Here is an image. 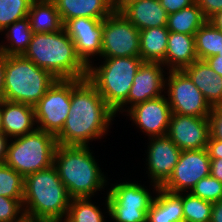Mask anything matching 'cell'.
<instances>
[{
  "label": "cell",
  "mask_w": 222,
  "mask_h": 222,
  "mask_svg": "<svg viewBox=\"0 0 222 222\" xmlns=\"http://www.w3.org/2000/svg\"><path fill=\"white\" fill-rule=\"evenodd\" d=\"M115 118L114 111L87 78L71 79L70 110L63 129L56 136L57 144L90 146L96 140L101 143L110 135Z\"/></svg>",
  "instance_id": "cell-1"
},
{
  "label": "cell",
  "mask_w": 222,
  "mask_h": 222,
  "mask_svg": "<svg viewBox=\"0 0 222 222\" xmlns=\"http://www.w3.org/2000/svg\"><path fill=\"white\" fill-rule=\"evenodd\" d=\"M92 149L94 146L57 145L53 165L71 198H97L107 194L110 177Z\"/></svg>",
  "instance_id": "cell-2"
},
{
  "label": "cell",
  "mask_w": 222,
  "mask_h": 222,
  "mask_svg": "<svg viewBox=\"0 0 222 222\" xmlns=\"http://www.w3.org/2000/svg\"><path fill=\"white\" fill-rule=\"evenodd\" d=\"M71 199L54 165L24 178L22 204L27 221L63 222Z\"/></svg>",
  "instance_id": "cell-3"
},
{
  "label": "cell",
  "mask_w": 222,
  "mask_h": 222,
  "mask_svg": "<svg viewBox=\"0 0 222 222\" xmlns=\"http://www.w3.org/2000/svg\"><path fill=\"white\" fill-rule=\"evenodd\" d=\"M23 56L56 79H85L88 75V67L78 57L64 28L52 33H34Z\"/></svg>",
  "instance_id": "cell-4"
},
{
  "label": "cell",
  "mask_w": 222,
  "mask_h": 222,
  "mask_svg": "<svg viewBox=\"0 0 222 222\" xmlns=\"http://www.w3.org/2000/svg\"><path fill=\"white\" fill-rule=\"evenodd\" d=\"M88 67L87 79L96 87L115 116L128 111V94L133 79L144 62L140 56L100 58ZM98 62V63H97Z\"/></svg>",
  "instance_id": "cell-5"
},
{
  "label": "cell",
  "mask_w": 222,
  "mask_h": 222,
  "mask_svg": "<svg viewBox=\"0 0 222 222\" xmlns=\"http://www.w3.org/2000/svg\"><path fill=\"white\" fill-rule=\"evenodd\" d=\"M48 71L23 55H5L4 100L34 106L56 82Z\"/></svg>",
  "instance_id": "cell-6"
},
{
  "label": "cell",
  "mask_w": 222,
  "mask_h": 222,
  "mask_svg": "<svg viewBox=\"0 0 222 222\" xmlns=\"http://www.w3.org/2000/svg\"><path fill=\"white\" fill-rule=\"evenodd\" d=\"M124 176L121 181L113 179L116 182L109 178L110 185L106 194L109 205L108 219L112 222H146L148 209L159 187L148 181L141 184V179L130 180L126 174Z\"/></svg>",
  "instance_id": "cell-7"
},
{
  "label": "cell",
  "mask_w": 222,
  "mask_h": 222,
  "mask_svg": "<svg viewBox=\"0 0 222 222\" xmlns=\"http://www.w3.org/2000/svg\"><path fill=\"white\" fill-rule=\"evenodd\" d=\"M56 136L43 130L9 139L5 164L23 178L53 165Z\"/></svg>",
  "instance_id": "cell-8"
},
{
  "label": "cell",
  "mask_w": 222,
  "mask_h": 222,
  "mask_svg": "<svg viewBox=\"0 0 222 222\" xmlns=\"http://www.w3.org/2000/svg\"><path fill=\"white\" fill-rule=\"evenodd\" d=\"M71 105V79H57L34 105L37 129L57 136Z\"/></svg>",
  "instance_id": "cell-9"
},
{
  "label": "cell",
  "mask_w": 222,
  "mask_h": 222,
  "mask_svg": "<svg viewBox=\"0 0 222 222\" xmlns=\"http://www.w3.org/2000/svg\"><path fill=\"white\" fill-rule=\"evenodd\" d=\"M165 96L175 114L209 117L212 110L202 92L182 70L167 72Z\"/></svg>",
  "instance_id": "cell-10"
},
{
  "label": "cell",
  "mask_w": 222,
  "mask_h": 222,
  "mask_svg": "<svg viewBox=\"0 0 222 222\" xmlns=\"http://www.w3.org/2000/svg\"><path fill=\"white\" fill-rule=\"evenodd\" d=\"M140 56V31L121 13L103 20L100 58Z\"/></svg>",
  "instance_id": "cell-11"
},
{
  "label": "cell",
  "mask_w": 222,
  "mask_h": 222,
  "mask_svg": "<svg viewBox=\"0 0 222 222\" xmlns=\"http://www.w3.org/2000/svg\"><path fill=\"white\" fill-rule=\"evenodd\" d=\"M146 150H144L145 170L147 180L150 183L162 187L172 175L174 168L179 160L181 150L167 136L147 138Z\"/></svg>",
  "instance_id": "cell-12"
},
{
  "label": "cell",
  "mask_w": 222,
  "mask_h": 222,
  "mask_svg": "<svg viewBox=\"0 0 222 222\" xmlns=\"http://www.w3.org/2000/svg\"><path fill=\"white\" fill-rule=\"evenodd\" d=\"M82 62L89 67L102 53L103 20L77 17L63 24ZM96 59V60H95Z\"/></svg>",
  "instance_id": "cell-13"
},
{
  "label": "cell",
  "mask_w": 222,
  "mask_h": 222,
  "mask_svg": "<svg viewBox=\"0 0 222 222\" xmlns=\"http://www.w3.org/2000/svg\"><path fill=\"white\" fill-rule=\"evenodd\" d=\"M171 107L164 95L147 100L131 107L124 115L131 121L135 130L143 133L145 138L164 136L167 134L171 118Z\"/></svg>",
  "instance_id": "cell-14"
},
{
  "label": "cell",
  "mask_w": 222,
  "mask_h": 222,
  "mask_svg": "<svg viewBox=\"0 0 222 222\" xmlns=\"http://www.w3.org/2000/svg\"><path fill=\"white\" fill-rule=\"evenodd\" d=\"M210 163L207 149L182 151L172 175L161 188L173 193L190 192L200 179L210 175Z\"/></svg>",
  "instance_id": "cell-15"
},
{
  "label": "cell",
  "mask_w": 222,
  "mask_h": 222,
  "mask_svg": "<svg viewBox=\"0 0 222 222\" xmlns=\"http://www.w3.org/2000/svg\"><path fill=\"white\" fill-rule=\"evenodd\" d=\"M166 135L181 151L206 149L210 137L209 118L172 113Z\"/></svg>",
  "instance_id": "cell-16"
},
{
  "label": "cell",
  "mask_w": 222,
  "mask_h": 222,
  "mask_svg": "<svg viewBox=\"0 0 222 222\" xmlns=\"http://www.w3.org/2000/svg\"><path fill=\"white\" fill-rule=\"evenodd\" d=\"M167 72L162 63L143 62L129 90L128 110L139 103L164 95Z\"/></svg>",
  "instance_id": "cell-17"
},
{
  "label": "cell",
  "mask_w": 222,
  "mask_h": 222,
  "mask_svg": "<svg viewBox=\"0 0 222 222\" xmlns=\"http://www.w3.org/2000/svg\"><path fill=\"white\" fill-rule=\"evenodd\" d=\"M2 132L9 138L23 136L37 129L34 106L2 100Z\"/></svg>",
  "instance_id": "cell-18"
},
{
  "label": "cell",
  "mask_w": 222,
  "mask_h": 222,
  "mask_svg": "<svg viewBox=\"0 0 222 222\" xmlns=\"http://www.w3.org/2000/svg\"><path fill=\"white\" fill-rule=\"evenodd\" d=\"M202 92L211 106L222 104V76L206 60L197 59L182 70Z\"/></svg>",
  "instance_id": "cell-19"
},
{
  "label": "cell",
  "mask_w": 222,
  "mask_h": 222,
  "mask_svg": "<svg viewBox=\"0 0 222 222\" xmlns=\"http://www.w3.org/2000/svg\"><path fill=\"white\" fill-rule=\"evenodd\" d=\"M121 13L139 30L167 25L168 14L159 0H138Z\"/></svg>",
  "instance_id": "cell-20"
},
{
  "label": "cell",
  "mask_w": 222,
  "mask_h": 222,
  "mask_svg": "<svg viewBox=\"0 0 222 222\" xmlns=\"http://www.w3.org/2000/svg\"><path fill=\"white\" fill-rule=\"evenodd\" d=\"M197 59L194 35L169 32L165 60L162 63L168 71H181Z\"/></svg>",
  "instance_id": "cell-21"
},
{
  "label": "cell",
  "mask_w": 222,
  "mask_h": 222,
  "mask_svg": "<svg viewBox=\"0 0 222 222\" xmlns=\"http://www.w3.org/2000/svg\"><path fill=\"white\" fill-rule=\"evenodd\" d=\"M63 24L73 18L87 17L104 20L112 12V0H52Z\"/></svg>",
  "instance_id": "cell-22"
},
{
  "label": "cell",
  "mask_w": 222,
  "mask_h": 222,
  "mask_svg": "<svg viewBox=\"0 0 222 222\" xmlns=\"http://www.w3.org/2000/svg\"><path fill=\"white\" fill-rule=\"evenodd\" d=\"M146 222H184L182 193L159 187L148 209Z\"/></svg>",
  "instance_id": "cell-23"
},
{
  "label": "cell",
  "mask_w": 222,
  "mask_h": 222,
  "mask_svg": "<svg viewBox=\"0 0 222 222\" xmlns=\"http://www.w3.org/2000/svg\"><path fill=\"white\" fill-rule=\"evenodd\" d=\"M0 53L6 56L23 55L32 38L29 17L22 18L0 32Z\"/></svg>",
  "instance_id": "cell-24"
},
{
  "label": "cell",
  "mask_w": 222,
  "mask_h": 222,
  "mask_svg": "<svg viewBox=\"0 0 222 222\" xmlns=\"http://www.w3.org/2000/svg\"><path fill=\"white\" fill-rule=\"evenodd\" d=\"M32 33H52L63 29L60 14L52 0H34L28 13Z\"/></svg>",
  "instance_id": "cell-25"
},
{
  "label": "cell",
  "mask_w": 222,
  "mask_h": 222,
  "mask_svg": "<svg viewBox=\"0 0 222 222\" xmlns=\"http://www.w3.org/2000/svg\"><path fill=\"white\" fill-rule=\"evenodd\" d=\"M101 198L104 199L102 204L98 202L101 201L97 200L98 197L96 199L72 198L63 222H106L107 217H109V205L106 195H103L99 199ZM96 200L97 202H95ZM102 206L103 208H101Z\"/></svg>",
  "instance_id": "cell-26"
},
{
  "label": "cell",
  "mask_w": 222,
  "mask_h": 222,
  "mask_svg": "<svg viewBox=\"0 0 222 222\" xmlns=\"http://www.w3.org/2000/svg\"><path fill=\"white\" fill-rule=\"evenodd\" d=\"M169 30L166 26L140 31V58L144 62L163 63L167 51Z\"/></svg>",
  "instance_id": "cell-27"
},
{
  "label": "cell",
  "mask_w": 222,
  "mask_h": 222,
  "mask_svg": "<svg viewBox=\"0 0 222 222\" xmlns=\"http://www.w3.org/2000/svg\"><path fill=\"white\" fill-rule=\"evenodd\" d=\"M207 21L196 2L168 15L166 28L169 32L194 35Z\"/></svg>",
  "instance_id": "cell-28"
},
{
  "label": "cell",
  "mask_w": 222,
  "mask_h": 222,
  "mask_svg": "<svg viewBox=\"0 0 222 222\" xmlns=\"http://www.w3.org/2000/svg\"><path fill=\"white\" fill-rule=\"evenodd\" d=\"M197 58L206 60L222 51V31L208 20L194 34Z\"/></svg>",
  "instance_id": "cell-29"
},
{
  "label": "cell",
  "mask_w": 222,
  "mask_h": 222,
  "mask_svg": "<svg viewBox=\"0 0 222 222\" xmlns=\"http://www.w3.org/2000/svg\"><path fill=\"white\" fill-rule=\"evenodd\" d=\"M184 222H210L213 203L192 195L182 193Z\"/></svg>",
  "instance_id": "cell-30"
},
{
  "label": "cell",
  "mask_w": 222,
  "mask_h": 222,
  "mask_svg": "<svg viewBox=\"0 0 222 222\" xmlns=\"http://www.w3.org/2000/svg\"><path fill=\"white\" fill-rule=\"evenodd\" d=\"M0 196L23 199L24 178L5 163L0 165Z\"/></svg>",
  "instance_id": "cell-31"
},
{
  "label": "cell",
  "mask_w": 222,
  "mask_h": 222,
  "mask_svg": "<svg viewBox=\"0 0 222 222\" xmlns=\"http://www.w3.org/2000/svg\"><path fill=\"white\" fill-rule=\"evenodd\" d=\"M34 0H0V32L28 16Z\"/></svg>",
  "instance_id": "cell-32"
},
{
  "label": "cell",
  "mask_w": 222,
  "mask_h": 222,
  "mask_svg": "<svg viewBox=\"0 0 222 222\" xmlns=\"http://www.w3.org/2000/svg\"><path fill=\"white\" fill-rule=\"evenodd\" d=\"M190 193L212 203L218 202L222 199V182L208 175L200 179Z\"/></svg>",
  "instance_id": "cell-33"
},
{
  "label": "cell",
  "mask_w": 222,
  "mask_h": 222,
  "mask_svg": "<svg viewBox=\"0 0 222 222\" xmlns=\"http://www.w3.org/2000/svg\"><path fill=\"white\" fill-rule=\"evenodd\" d=\"M23 199L0 196V222H25Z\"/></svg>",
  "instance_id": "cell-34"
},
{
  "label": "cell",
  "mask_w": 222,
  "mask_h": 222,
  "mask_svg": "<svg viewBox=\"0 0 222 222\" xmlns=\"http://www.w3.org/2000/svg\"><path fill=\"white\" fill-rule=\"evenodd\" d=\"M210 136L222 141V104L212 106L209 115Z\"/></svg>",
  "instance_id": "cell-35"
},
{
  "label": "cell",
  "mask_w": 222,
  "mask_h": 222,
  "mask_svg": "<svg viewBox=\"0 0 222 222\" xmlns=\"http://www.w3.org/2000/svg\"><path fill=\"white\" fill-rule=\"evenodd\" d=\"M195 2L207 20L222 10V0H195Z\"/></svg>",
  "instance_id": "cell-36"
},
{
  "label": "cell",
  "mask_w": 222,
  "mask_h": 222,
  "mask_svg": "<svg viewBox=\"0 0 222 222\" xmlns=\"http://www.w3.org/2000/svg\"><path fill=\"white\" fill-rule=\"evenodd\" d=\"M161 6L168 15L173 14L182 8L188 7L195 3V0H159Z\"/></svg>",
  "instance_id": "cell-37"
},
{
  "label": "cell",
  "mask_w": 222,
  "mask_h": 222,
  "mask_svg": "<svg viewBox=\"0 0 222 222\" xmlns=\"http://www.w3.org/2000/svg\"><path fill=\"white\" fill-rule=\"evenodd\" d=\"M207 152L210 159L222 158V141L209 137L207 144Z\"/></svg>",
  "instance_id": "cell-38"
},
{
  "label": "cell",
  "mask_w": 222,
  "mask_h": 222,
  "mask_svg": "<svg viewBox=\"0 0 222 222\" xmlns=\"http://www.w3.org/2000/svg\"><path fill=\"white\" fill-rule=\"evenodd\" d=\"M210 175L219 182H222V158L211 159Z\"/></svg>",
  "instance_id": "cell-39"
},
{
  "label": "cell",
  "mask_w": 222,
  "mask_h": 222,
  "mask_svg": "<svg viewBox=\"0 0 222 222\" xmlns=\"http://www.w3.org/2000/svg\"><path fill=\"white\" fill-rule=\"evenodd\" d=\"M210 67L220 76H222V51H219L217 55L206 59Z\"/></svg>",
  "instance_id": "cell-40"
},
{
  "label": "cell",
  "mask_w": 222,
  "mask_h": 222,
  "mask_svg": "<svg viewBox=\"0 0 222 222\" xmlns=\"http://www.w3.org/2000/svg\"><path fill=\"white\" fill-rule=\"evenodd\" d=\"M5 55L0 53V101L4 100Z\"/></svg>",
  "instance_id": "cell-41"
},
{
  "label": "cell",
  "mask_w": 222,
  "mask_h": 222,
  "mask_svg": "<svg viewBox=\"0 0 222 222\" xmlns=\"http://www.w3.org/2000/svg\"><path fill=\"white\" fill-rule=\"evenodd\" d=\"M210 222H222V199L213 203Z\"/></svg>",
  "instance_id": "cell-42"
},
{
  "label": "cell",
  "mask_w": 222,
  "mask_h": 222,
  "mask_svg": "<svg viewBox=\"0 0 222 222\" xmlns=\"http://www.w3.org/2000/svg\"><path fill=\"white\" fill-rule=\"evenodd\" d=\"M8 142L9 138L3 132H0V162L2 163L6 160Z\"/></svg>",
  "instance_id": "cell-43"
},
{
  "label": "cell",
  "mask_w": 222,
  "mask_h": 222,
  "mask_svg": "<svg viewBox=\"0 0 222 222\" xmlns=\"http://www.w3.org/2000/svg\"><path fill=\"white\" fill-rule=\"evenodd\" d=\"M138 0H112L114 12H121L127 5Z\"/></svg>",
  "instance_id": "cell-44"
},
{
  "label": "cell",
  "mask_w": 222,
  "mask_h": 222,
  "mask_svg": "<svg viewBox=\"0 0 222 222\" xmlns=\"http://www.w3.org/2000/svg\"><path fill=\"white\" fill-rule=\"evenodd\" d=\"M208 21L217 29L222 31V10L214 14Z\"/></svg>",
  "instance_id": "cell-45"
},
{
  "label": "cell",
  "mask_w": 222,
  "mask_h": 222,
  "mask_svg": "<svg viewBox=\"0 0 222 222\" xmlns=\"http://www.w3.org/2000/svg\"><path fill=\"white\" fill-rule=\"evenodd\" d=\"M2 101H0V132H2Z\"/></svg>",
  "instance_id": "cell-46"
}]
</instances>
